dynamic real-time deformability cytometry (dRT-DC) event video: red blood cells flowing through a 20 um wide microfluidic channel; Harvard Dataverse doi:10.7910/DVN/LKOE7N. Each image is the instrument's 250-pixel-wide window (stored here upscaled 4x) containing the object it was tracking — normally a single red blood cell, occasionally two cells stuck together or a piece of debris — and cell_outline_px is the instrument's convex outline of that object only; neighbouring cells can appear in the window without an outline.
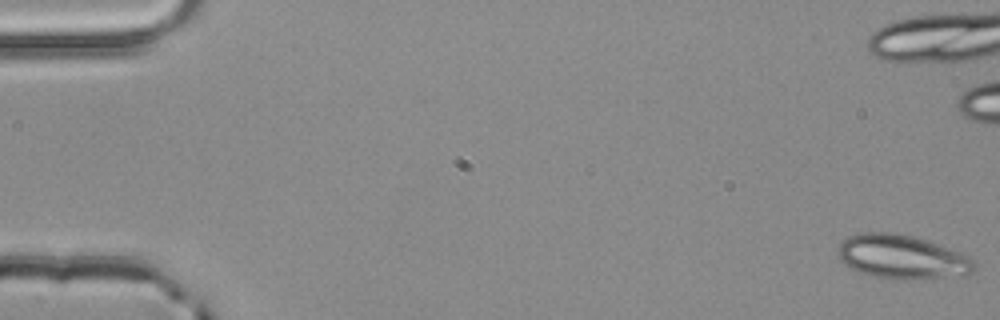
{"species": "common noctule bat (a hibernating species)", "species_latin": "Nyctalus noctula", "temperature_condition": "room temperature", "stored_images_in_passage": 4, "camera_frame_rate_fps": 3000, "um_per_image_px": 0.085, "animal": {"sex": "male", "body_mass_g": 20.4}, "frame": {"image": 1, "passage_image": 1, "time_ms": 0.0, "image_size_px": [1000, 320], "cell_outline_px": [[976, 268], [968, 276], [912, 280], [896, 280], [868, 276], [852, 268], [840, 260], [836, 256], [836, 248], [848, 236], [860, 232], [892, 232], [912, 236], [948, 248], [968, 256], [976, 264]], "centroid_in_image_um": [76.65, 21.87], "position_along_channel_um": 8.3, "area_um2": 35.49}}